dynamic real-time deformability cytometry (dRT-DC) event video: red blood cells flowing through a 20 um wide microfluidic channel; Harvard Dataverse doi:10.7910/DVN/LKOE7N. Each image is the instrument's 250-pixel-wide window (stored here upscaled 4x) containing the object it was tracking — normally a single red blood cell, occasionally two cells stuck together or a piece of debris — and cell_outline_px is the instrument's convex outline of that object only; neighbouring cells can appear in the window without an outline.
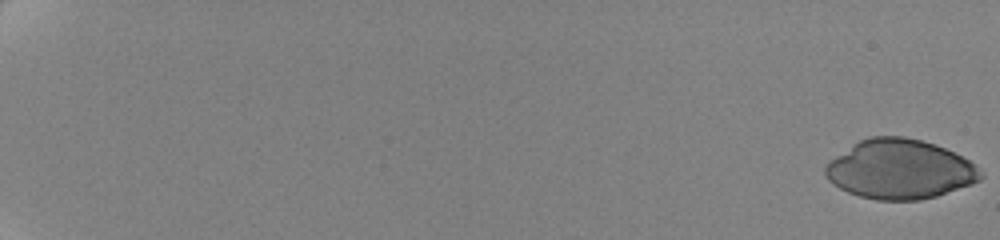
{"species": "human", "species_latin": "Homo sapiens", "temperature_condition": "cold", "stored_images_in_passage": 19, "camera_frame_rate_fps": 3000, "um_per_image_px": 0.085, "donor": {"sex": "female"}, "frame": {"image": 1, "passage_image": 1, "time_ms": 0.0, "image_size_px": [1000, 240], "cell_outline_px": [[984, 176], [980, 180], [972, 184], [936, 196], [920, 200], [876, 200], [860, 196], [848, 192], [840, 188], [828, 180], [824, 172], [824, 168], [836, 156], [860, 140], [872, 136], [904, 136], [936, 144], [968, 160]], "centroid_in_image_um": [76.48, 14.4], "position_along_channel_um": 8.5, "area_um2": 53.23}}
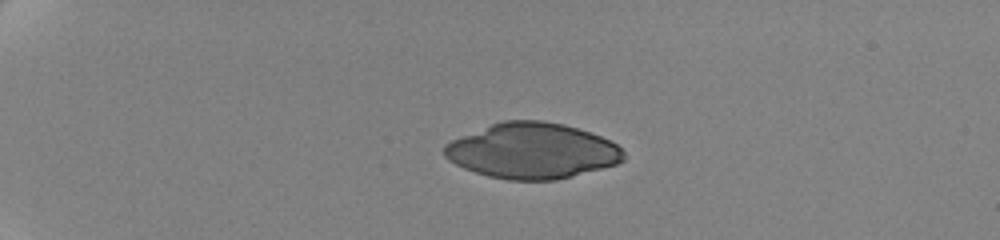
{"frame": {"image": 2, "passage_image": 11, "time_ms": 5.333, "image_size_px": [1000, 240], "cell_outline_px": [[624, 160], [616, 164], [556, 180], [508, 180], [488, 176], [464, 168], [448, 160], [444, 156], [444, 144], [452, 140], [492, 124], [504, 120], [544, 120], [564, 124], [600, 136], [616, 144], [624, 152]], "centroid_in_image_um": [45.22, 12.82], "position_along_channel_um": 39.8, "area_um2": 57.63}}